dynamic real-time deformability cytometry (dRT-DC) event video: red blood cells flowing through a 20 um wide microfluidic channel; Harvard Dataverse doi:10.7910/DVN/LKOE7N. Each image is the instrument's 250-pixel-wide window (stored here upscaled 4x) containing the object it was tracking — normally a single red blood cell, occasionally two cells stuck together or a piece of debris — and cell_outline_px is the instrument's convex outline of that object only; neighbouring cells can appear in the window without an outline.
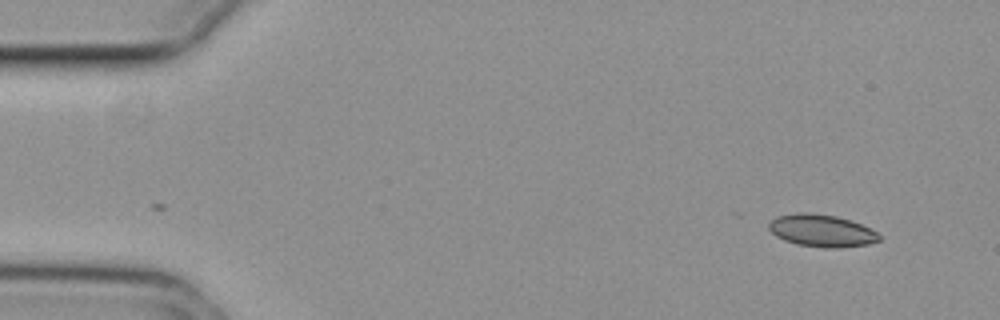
{"species": "common noctule bat (a hibernating species)", "species_latin": "Nyctalus noctula", "temperature_condition": "cold", "stored_images_in_passage": 40, "camera_frame_rate_fps": 3000, "um_per_image_px": 0.085, "animal": {"sex": "female", "body_mass_g": 29.2, "forearm_length_mm": 56.3}, "frame": {"image": 1, "passage_image": 1, "time_ms": 0.0, "image_size_px": [1000, 320], "cell_outline_px": [[880, 240], [868, 244], [840, 248], [824, 248], [796, 244], [784, 240], [776, 236], [768, 228], [768, 224], [776, 216], [800, 212], [808, 212], [836, 216], [860, 224], [876, 232], [880, 236]], "centroid_in_image_um": [69.81, 19.61], "position_along_channel_um": 15.2, "area_um2": 20.69}}
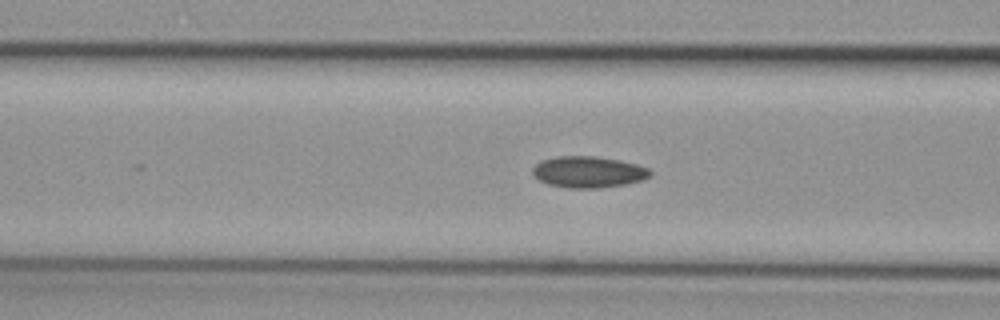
{"frame": {"image": 2, "passage_image": 18, "time_ms": 5.667, "image_size_px": [1000, 320], "cell_outline_px": [[652, 176], [644, 180], [624, 184], [596, 188], [568, 188], [548, 184], [540, 180], [532, 172], [532, 168], [540, 160], [556, 156], [596, 156], [620, 160], [636, 164], [648, 168], [652, 172]], "centroid_in_image_um": [50.02, 14.61], "position_along_channel_um": 116.6, "area_um2": 21.56}}
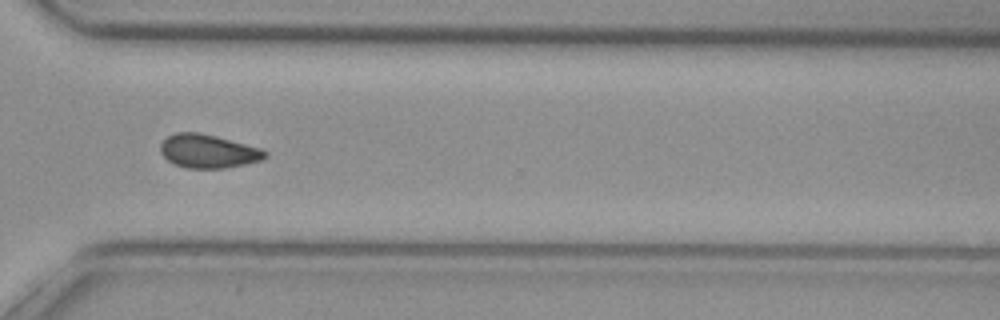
{"frame": {"image": 3, "passage_image": 37, "time_ms": 12.0, "image_size_px": [1000, 320], "cell_outline_px": [[268, 156], [260, 160], [244, 164], [224, 168], [188, 168], [176, 164], [168, 160], [160, 152], [160, 144], [168, 136], [176, 132], [200, 132], [216, 136], [260, 148], [268, 152]], "centroid_in_image_um": [17.69, 12.84], "position_along_channel_um": 352.9, "area_um2": 20.29}}